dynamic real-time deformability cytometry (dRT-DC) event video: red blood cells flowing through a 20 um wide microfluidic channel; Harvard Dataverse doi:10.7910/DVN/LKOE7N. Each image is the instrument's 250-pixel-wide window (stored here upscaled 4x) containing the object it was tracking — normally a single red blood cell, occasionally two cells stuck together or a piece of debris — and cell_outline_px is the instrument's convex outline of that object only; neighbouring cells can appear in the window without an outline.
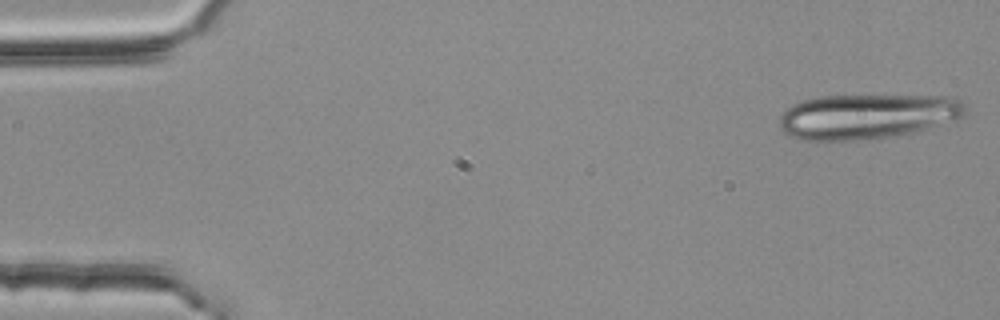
{"species": "common noctule bat (a hibernating species)", "species_latin": "Nyctalus noctula", "temperature_condition": "room temperature", "stored_images_in_passage": 14, "camera_frame_rate_fps": 3000, "um_per_image_px": 0.085, "animal": {"sex": "female", "body_mass_g": 25.1}, "frame": {"image": 1, "passage_image": 1, "time_ms": 0.0, "image_size_px": [1000, 320], "cell_outline_px": [[968, 112], [960, 116], [940, 124], [912, 132], [868, 140], [800, 140], [784, 132], [780, 128], [780, 116], [792, 104], [804, 100], [820, 96], [948, 96], [960, 100]], "centroid_in_image_um": [73.66, 9.89], "position_along_channel_um": 11.3, "area_um2": 48.21}}